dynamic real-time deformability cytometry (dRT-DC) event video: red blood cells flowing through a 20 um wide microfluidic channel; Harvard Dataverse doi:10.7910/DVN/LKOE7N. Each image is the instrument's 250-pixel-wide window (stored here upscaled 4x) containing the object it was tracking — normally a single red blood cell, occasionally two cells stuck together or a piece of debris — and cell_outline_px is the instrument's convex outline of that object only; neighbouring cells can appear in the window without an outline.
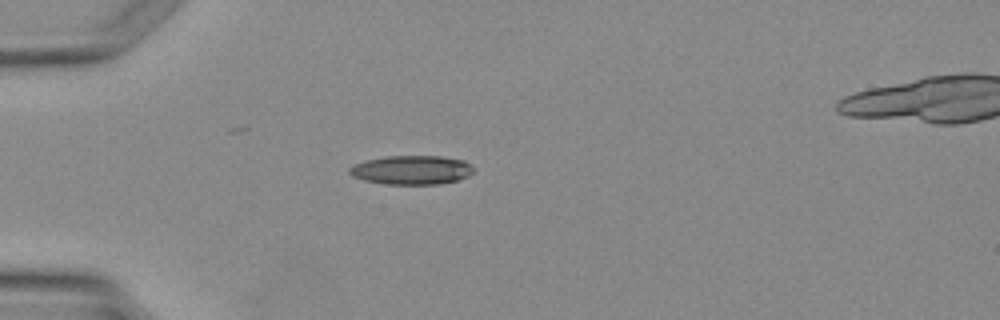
{"species": "Egyptian fruit bat (a non-hibernating species)", "species_latin": "Rousettus aegyptiacus", "temperature_condition": "warm", "stored_images_in_passage": 3, "camera_frame_rate_fps": 3000, "um_per_image_px": 0.085, "animal": {"sex": "female"}, "frame": {"image": 1, "passage_image": 3, "time_ms": 3.333, "image_size_px": [1000, 320], "cell_outline_px": [[472, 172], [468, 176], [456, 180], [440, 184], [384, 184], [364, 180], [352, 176], [348, 172], [348, 168], [352, 164], [364, 160], [388, 156], [440, 156], [464, 160], [472, 168]], "centroid_in_image_um": [34.92, 14.44], "position_along_channel_um": 50.1, "area_um2": 20.98}}